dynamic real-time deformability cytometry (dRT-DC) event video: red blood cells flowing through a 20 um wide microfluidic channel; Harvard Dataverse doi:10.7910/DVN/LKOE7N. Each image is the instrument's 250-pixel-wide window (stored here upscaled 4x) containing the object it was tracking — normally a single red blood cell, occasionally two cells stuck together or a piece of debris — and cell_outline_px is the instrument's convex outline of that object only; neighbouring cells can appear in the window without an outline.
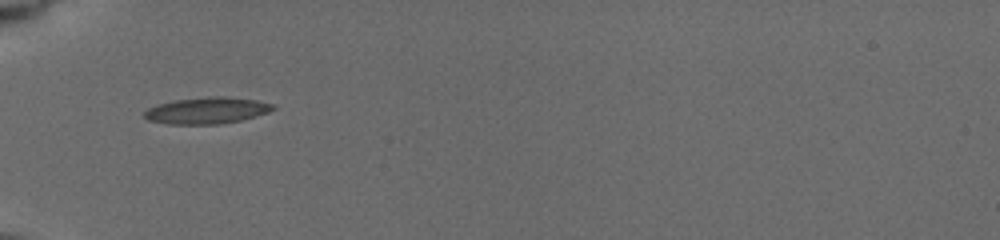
{"species": "common noctule bat (a hibernating species)", "species_latin": "Nyctalus noctula", "temperature_condition": "cold", "stored_images_in_passage": 15, "camera_frame_rate_fps": 3000, "um_per_image_px": 0.085, "animal": {"sex": "female", "body_mass_g": 19.5, "forearm_length_mm": 54.1}, "frame": {"image": 1, "passage_image": 1, "time_ms": 0.0, "image_size_px": [1000, 240], "cell_outline_px": [[276, 108], [268, 112], [256, 116], [240, 120], [220, 124], [168, 124], [148, 120], [144, 116], [144, 112], [148, 108], [156, 104], [176, 100], [208, 96], [228, 96], [256, 100], [272, 104]], "centroid_in_image_um": [17.58, 9.39], "position_along_channel_um": 67.4, "area_um2": 19.88}}
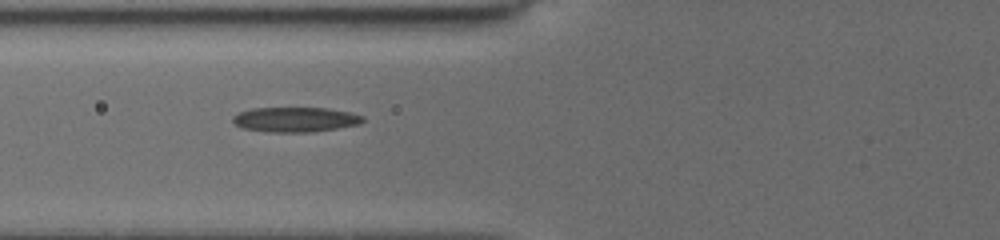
{"frame": {"image": 2, "passage_image": 7, "time_ms": 1.0, "image_size_px": [1000, 240], "cell_outline_px": [[364, 120], [360, 124], [336, 128], [308, 132], [272, 132], [244, 128], [236, 124], [232, 120], [232, 116], [240, 112], [252, 108], [328, 108], [348, 112], [364, 116]], "centroid_in_image_um": [25.11, 10.15], "position_along_channel_um": 100.7, "area_um2": 18.61}}
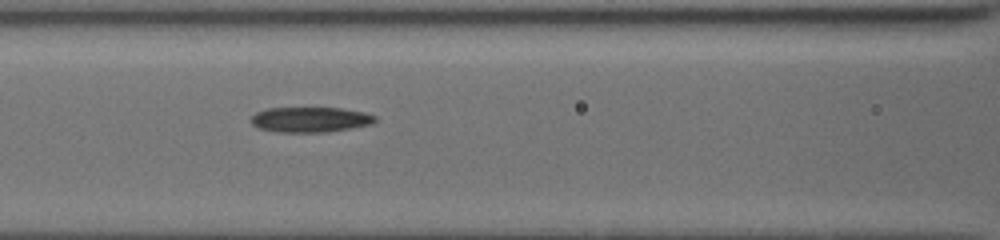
{"frame": {"image": 3, "passage_image": 13, "time_ms": 2.0, "image_size_px": [1000, 240], "cell_outline_px": [[376, 120], [372, 124], [348, 128], [320, 132], [280, 132], [260, 128], [252, 124], [252, 116], [256, 112], [268, 108], [340, 108], [364, 112], [376, 116]], "centroid_in_image_um": [26.37, 10.15], "position_along_channel_um": 140.2, "area_um2": 17.92}}